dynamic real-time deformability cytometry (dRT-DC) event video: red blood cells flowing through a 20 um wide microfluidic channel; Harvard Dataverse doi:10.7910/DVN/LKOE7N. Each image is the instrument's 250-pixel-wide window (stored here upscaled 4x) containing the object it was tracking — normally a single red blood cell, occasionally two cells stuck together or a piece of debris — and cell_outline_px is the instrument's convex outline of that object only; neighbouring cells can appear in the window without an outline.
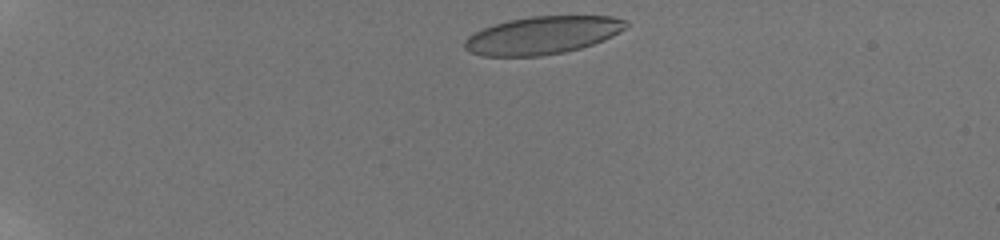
{"species": "human", "species_latin": "Homo sapiens", "temperature_condition": "room temperature", "stored_images_in_passage": 42, "camera_frame_rate_fps": 3000, "um_per_image_px": 0.085, "donor": {"sex": "male"}, "frame": {"image": 1, "passage_image": 2, "time_ms": 0.333, "image_size_px": [1000, 240], "cell_outline_px": [[628, 24], [620, 32], [604, 40], [580, 48], [564, 52], [540, 56], [480, 56], [468, 52], [464, 48], [464, 40], [468, 36], [484, 28], [508, 20], [532, 16], [612, 16], [628, 20]], "centroid_in_image_um": [46.1, 3.0], "position_along_channel_um": 38.9, "area_um2": 35.55}}
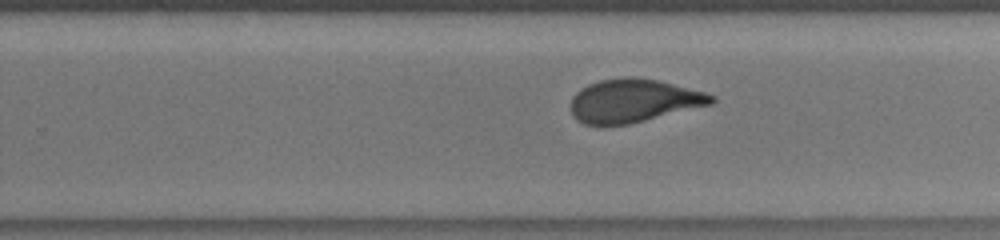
{"frame": {"image": 2, "passage_image": 25, "time_ms": 8.667, "image_size_px": [1000, 240], "cell_outline_px": [[716, 100], [712, 104], [628, 124], [584, 124], [576, 120], [572, 116], [572, 96], [580, 88], [588, 84], [600, 80], [624, 76], [636, 76], [656, 80], [704, 92], [716, 96]], "centroid_in_image_um": [53.83, 8.54], "position_along_channel_um": 276.0, "area_um2": 35.26}}
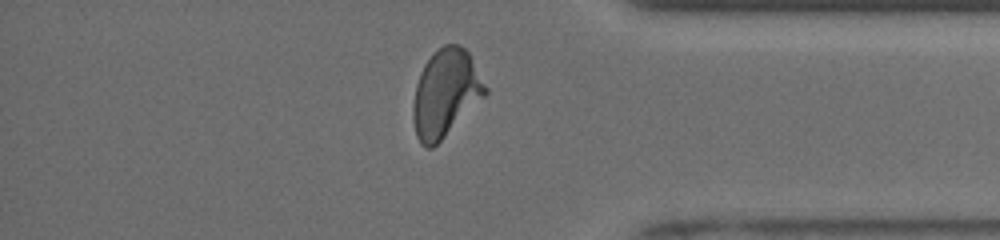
{"frame": {"image": 3, "passage_image": 36, "time_ms": 12.0, "image_size_px": [1000, 240], "cell_outline_px": [[488, 92], [432, 148], [428, 148], [420, 144], [416, 136], [412, 116], [412, 108], [416, 84], [420, 72], [424, 64], [432, 52], [444, 44], [460, 44], [468, 52], [488, 88]], "centroid_in_image_um": [37.84, 7.89], "position_along_channel_um": 397.4, "area_um2": 36.47}, "authors_computed_cell_mechanics": {"area_um2": 35.8071, "velocity_mm_per_s": 3.8882, "shape_relaxation_time_tau1_ms": 5.7841, "shape_relaxation_time_tau2_ms": 0.8988, "deformation_change_tau1": 0.2012, "deformation_change_tau2": 0.0715}}